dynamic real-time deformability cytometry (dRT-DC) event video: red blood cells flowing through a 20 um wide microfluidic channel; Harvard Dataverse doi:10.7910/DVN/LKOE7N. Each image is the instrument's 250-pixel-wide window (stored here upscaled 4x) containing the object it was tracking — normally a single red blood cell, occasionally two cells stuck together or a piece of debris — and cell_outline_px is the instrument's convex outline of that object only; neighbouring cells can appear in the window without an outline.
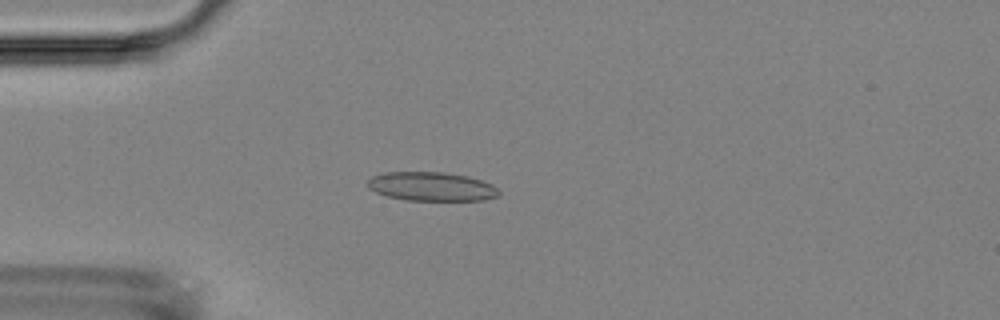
{"species": "Egyptian fruit bat (a non-hibernating species)", "species_latin": "Rousettus aegyptiacus", "temperature_condition": "room temperature", "stored_images_in_passage": 2, "camera_frame_rate_fps": 3000, "um_per_image_px": 0.085, "animal": {"sex": "female"}, "frame": {"image": 1, "passage_image": 2, "time_ms": 1.0, "image_size_px": [1000, 320], "cell_outline_px": [[500, 192], [496, 196], [484, 200], [408, 200], [388, 196], [376, 192], [368, 188], [368, 180], [372, 176], [384, 172], [444, 172], [468, 176], [492, 184]], "centroid_in_image_um": [36.66, 15.84], "position_along_channel_um": 48.3, "area_um2": 21.96}}